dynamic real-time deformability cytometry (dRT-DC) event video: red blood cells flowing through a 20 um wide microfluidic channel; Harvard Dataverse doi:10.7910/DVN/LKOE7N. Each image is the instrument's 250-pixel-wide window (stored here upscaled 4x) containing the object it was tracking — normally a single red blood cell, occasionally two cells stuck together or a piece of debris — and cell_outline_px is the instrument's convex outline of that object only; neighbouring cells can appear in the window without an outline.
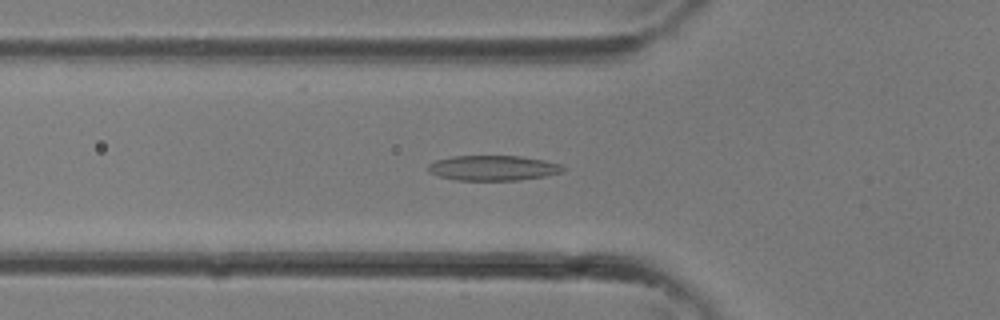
{"species": "common noctule bat (a hibernating species)", "species_latin": "Nyctalus noctula", "temperature_condition": "room temperature", "stored_images_in_passage": 34, "camera_frame_rate_fps": 3000, "um_per_image_px": 0.085, "animal": {"sex": "female"}, "frame": {"image": 1, "passage_image": 12, "time_ms": 3.667, "image_size_px": [1000, 320], "cell_outline_px": [[568, 168], [564, 172], [544, 176], [520, 180], [456, 180], [440, 176], [428, 172], [428, 164], [436, 160], [452, 156], [520, 156], [544, 160], [560, 164]], "centroid_in_image_um": [41.94, 14.28], "position_along_channel_um": 83.9, "area_um2": 19.83}}
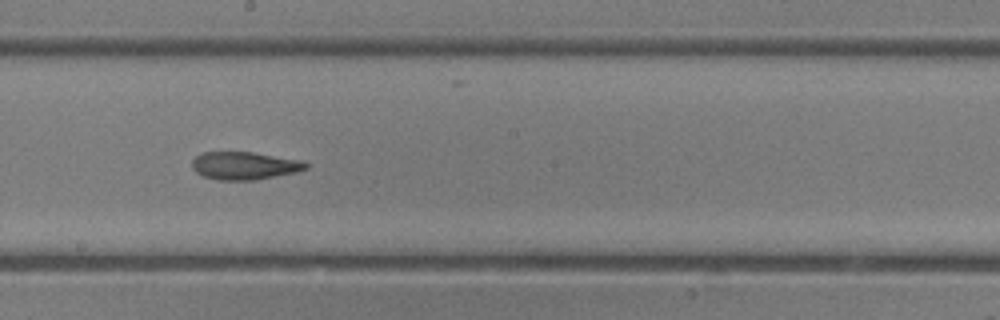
{"frame": {"image": 2, "passage_image": 19, "time_ms": 6.0, "image_size_px": [1000, 320], "cell_outline_px": [[308, 168], [296, 172], [256, 180], [220, 180], [204, 176], [196, 172], [192, 168], [192, 160], [196, 156], [204, 152], [252, 152], [304, 160], [308, 164]], "centroid_in_image_um": [20.81, 14.08], "position_along_channel_um": 227.4, "area_um2": 18.5}}
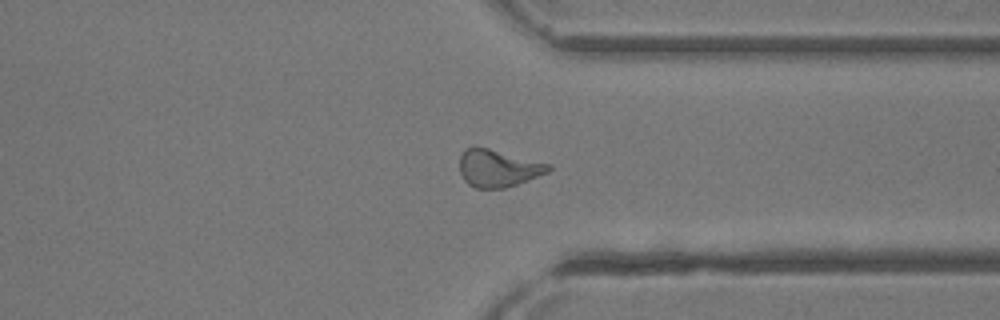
{"frame": {"image": 3, "passage_image": 26, "time_ms": 8.333, "image_size_px": [1000, 320], "cell_outline_px": [[552, 168], [548, 172], [528, 180], [504, 188], [476, 188], [468, 184], [464, 180], [460, 172], [460, 156], [464, 148], [472, 144], [552, 164]], "centroid_in_image_um": [42.31, 14.27], "position_along_channel_um": 369.1, "area_um2": 19.54}}